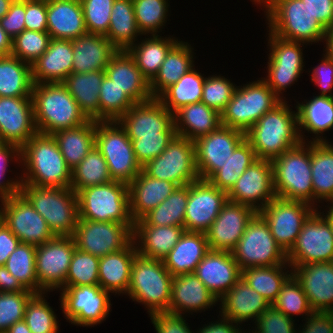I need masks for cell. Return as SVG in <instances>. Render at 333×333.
I'll return each instance as SVG.
<instances>
[{
  "label": "cell",
  "instance_id": "cell-47",
  "mask_svg": "<svg viewBox=\"0 0 333 333\" xmlns=\"http://www.w3.org/2000/svg\"><path fill=\"white\" fill-rule=\"evenodd\" d=\"M291 276L292 267L289 264L241 270L242 280L263 296L270 305L276 300L282 286Z\"/></svg>",
  "mask_w": 333,
  "mask_h": 333
},
{
  "label": "cell",
  "instance_id": "cell-77",
  "mask_svg": "<svg viewBox=\"0 0 333 333\" xmlns=\"http://www.w3.org/2000/svg\"><path fill=\"white\" fill-rule=\"evenodd\" d=\"M326 47V48H325ZM329 54L333 55V26L328 30L326 44L323 47Z\"/></svg>",
  "mask_w": 333,
  "mask_h": 333
},
{
  "label": "cell",
  "instance_id": "cell-43",
  "mask_svg": "<svg viewBox=\"0 0 333 333\" xmlns=\"http://www.w3.org/2000/svg\"><path fill=\"white\" fill-rule=\"evenodd\" d=\"M65 162L72 170L95 146L96 121L89 119L86 123L71 129H64L53 134Z\"/></svg>",
  "mask_w": 333,
  "mask_h": 333
},
{
  "label": "cell",
  "instance_id": "cell-52",
  "mask_svg": "<svg viewBox=\"0 0 333 333\" xmlns=\"http://www.w3.org/2000/svg\"><path fill=\"white\" fill-rule=\"evenodd\" d=\"M136 23L143 36L159 35L166 26L169 0H132Z\"/></svg>",
  "mask_w": 333,
  "mask_h": 333
},
{
  "label": "cell",
  "instance_id": "cell-24",
  "mask_svg": "<svg viewBox=\"0 0 333 333\" xmlns=\"http://www.w3.org/2000/svg\"><path fill=\"white\" fill-rule=\"evenodd\" d=\"M130 139L140 136H160L161 132H176L174 114L157 99L135 103L119 120Z\"/></svg>",
  "mask_w": 333,
  "mask_h": 333
},
{
  "label": "cell",
  "instance_id": "cell-2",
  "mask_svg": "<svg viewBox=\"0 0 333 333\" xmlns=\"http://www.w3.org/2000/svg\"><path fill=\"white\" fill-rule=\"evenodd\" d=\"M289 101H280L245 133L258 159L272 161L302 141L298 116Z\"/></svg>",
  "mask_w": 333,
  "mask_h": 333
},
{
  "label": "cell",
  "instance_id": "cell-70",
  "mask_svg": "<svg viewBox=\"0 0 333 333\" xmlns=\"http://www.w3.org/2000/svg\"><path fill=\"white\" fill-rule=\"evenodd\" d=\"M297 333H333V315L326 311H313Z\"/></svg>",
  "mask_w": 333,
  "mask_h": 333
},
{
  "label": "cell",
  "instance_id": "cell-41",
  "mask_svg": "<svg viewBox=\"0 0 333 333\" xmlns=\"http://www.w3.org/2000/svg\"><path fill=\"white\" fill-rule=\"evenodd\" d=\"M105 70L72 72L63 82L88 119L100 121L99 93Z\"/></svg>",
  "mask_w": 333,
  "mask_h": 333
},
{
  "label": "cell",
  "instance_id": "cell-63",
  "mask_svg": "<svg viewBox=\"0 0 333 333\" xmlns=\"http://www.w3.org/2000/svg\"><path fill=\"white\" fill-rule=\"evenodd\" d=\"M267 74L261 79L271 88L274 94L281 100H285L284 92L291 88L298 79L303 76V67H294L280 64H266ZM287 88V89H286ZM284 98V99H283Z\"/></svg>",
  "mask_w": 333,
  "mask_h": 333
},
{
  "label": "cell",
  "instance_id": "cell-27",
  "mask_svg": "<svg viewBox=\"0 0 333 333\" xmlns=\"http://www.w3.org/2000/svg\"><path fill=\"white\" fill-rule=\"evenodd\" d=\"M171 302L168 313L192 315L205 312L219 304V300L194 274H181L172 279Z\"/></svg>",
  "mask_w": 333,
  "mask_h": 333
},
{
  "label": "cell",
  "instance_id": "cell-73",
  "mask_svg": "<svg viewBox=\"0 0 333 333\" xmlns=\"http://www.w3.org/2000/svg\"><path fill=\"white\" fill-rule=\"evenodd\" d=\"M20 243V240L3 223L0 226V266L5 265L10 254Z\"/></svg>",
  "mask_w": 333,
  "mask_h": 333
},
{
  "label": "cell",
  "instance_id": "cell-8",
  "mask_svg": "<svg viewBox=\"0 0 333 333\" xmlns=\"http://www.w3.org/2000/svg\"><path fill=\"white\" fill-rule=\"evenodd\" d=\"M77 197L79 219L123 223L134 230L128 184L111 181L90 186L80 190Z\"/></svg>",
  "mask_w": 333,
  "mask_h": 333
},
{
  "label": "cell",
  "instance_id": "cell-22",
  "mask_svg": "<svg viewBox=\"0 0 333 333\" xmlns=\"http://www.w3.org/2000/svg\"><path fill=\"white\" fill-rule=\"evenodd\" d=\"M37 133L32 97H0V140L20 149Z\"/></svg>",
  "mask_w": 333,
  "mask_h": 333
},
{
  "label": "cell",
  "instance_id": "cell-58",
  "mask_svg": "<svg viewBox=\"0 0 333 333\" xmlns=\"http://www.w3.org/2000/svg\"><path fill=\"white\" fill-rule=\"evenodd\" d=\"M48 32H38L25 29L12 40L11 54L21 61L32 65L41 57L50 43Z\"/></svg>",
  "mask_w": 333,
  "mask_h": 333
},
{
  "label": "cell",
  "instance_id": "cell-69",
  "mask_svg": "<svg viewBox=\"0 0 333 333\" xmlns=\"http://www.w3.org/2000/svg\"><path fill=\"white\" fill-rule=\"evenodd\" d=\"M25 29L47 32V0H25Z\"/></svg>",
  "mask_w": 333,
  "mask_h": 333
},
{
  "label": "cell",
  "instance_id": "cell-46",
  "mask_svg": "<svg viewBox=\"0 0 333 333\" xmlns=\"http://www.w3.org/2000/svg\"><path fill=\"white\" fill-rule=\"evenodd\" d=\"M204 76L194 66L177 83L165 89L157 99L172 114L186 105L199 103L203 93Z\"/></svg>",
  "mask_w": 333,
  "mask_h": 333
},
{
  "label": "cell",
  "instance_id": "cell-78",
  "mask_svg": "<svg viewBox=\"0 0 333 333\" xmlns=\"http://www.w3.org/2000/svg\"><path fill=\"white\" fill-rule=\"evenodd\" d=\"M13 1L14 0H0V19L7 14Z\"/></svg>",
  "mask_w": 333,
  "mask_h": 333
},
{
  "label": "cell",
  "instance_id": "cell-39",
  "mask_svg": "<svg viewBox=\"0 0 333 333\" xmlns=\"http://www.w3.org/2000/svg\"><path fill=\"white\" fill-rule=\"evenodd\" d=\"M221 125V114L202 102L186 105L174 113L176 134L192 141Z\"/></svg>",
  "mask_w": 333,
  "mask_h": 333
},
{
  "label": "cell",
  "instance_id": "cell-67",
  "mask_svg": "<svg viewBox=\"0 0 333 333\" xmlns=\"http://www.w3.org/2000/svg\"><path fill=\"white\" fill-rule=\"evenodd\" d=\"M188 315H176L168 312L149 315L156 333H196L186 322ZM186 318V319H185Z\"/></svg>",
  "mask_w": 333,
  "mask_h": 333
},
{
  "label": "cell",
  "instance_id": "cell-40",
  "mask_svg": "<svg viewBox=\"0 0 333 333\" xmlns=\"http://www.w3.org/2000/svg\"><path fill=\"white\" fill-rule=\"evenodd\" d=\"M193 46L185 41H179L167 54L158 73L149 82L150 93L157 98L169 86L177 83L194 64Z\"/></svg>",
  "mask_w": 333,
  "mask_h": 333
},
{
  "label": "cell",
  "instance_id": "cell-15",
  "mask_svg": "<svg viewBox=\"0 0 333 333\" xmlns=\"http://www.w3.org/2000/svg\"><path fill=\"white\" fill-rule=\"evenodd\" d=\"M75 248L72 236H55L36 246L38 293L58 292L65 285Z\"/></svg>",
  "mask_w": 333,
  "mask_h": 333
},
{
  "label": "cell",
  "instance_id": "cell-14",
  "mask_svg": "<svg viewBox=\"0 0 333 333\" xmlns=\"http://www.w3.org/2000/svg\"><path fill=\"white\" fill-rule=\"evenodd\" d=\"M150 177L167 180L178 187L199 179L194 141L176 135L166 149L142 167Z\"/></svg>",
  "mask_w": 333,
  "mask_h": 333
},
{
  "label": "cell",
  "instance_id": "cell-68",
  "mask_svg": "<svg viewBox=\"0 0 333 333\" xmlns=\"http://www.w3.org/2000/svg\"><path fill=\"white\" fill-rule=\"evenodd\" d=\"M0 25L13 40L25 30V0H14L7 14L0 19Z\"/></svg>",
  "mask_w": 333,
  "mask_h": 333
},
{
  "label": "cell",
  "instance_id": "cell-19",
  "mask_svg": "<svg viewBox=\"0 0 333 333\" xmlns=\"http://www.w3.org/2000/svg\"><path fill=\"white\" fill-rule=\"evenodd\" d=\"M245 138L243 131L223 125L197 138L194 144L199 179L208 180L228 161Z\"/></svg>",
  "mask_w": 333,
  "mask_h": 333
},
{
  "label": "cell",
  "instance_id": "cell-36",
  "mask_svg": "<svg viewBox=\"0 0 333 333\" xmlns=\"http://www.w3.org/2000/svg\"><path fill=\"white\" fill-rule=\"evenodd\" d=\"M208 251L209 246L205 233L185 231L163 262L173 277L194 273Z\"/></svg>",
  "mask_w": 333,
  "mask_h": 333
},
{
  "label": "cell",
  "instance_id": "cell-1",
  "mask_svg": "<svg viewBox=\"0 0 333 333\" xmlns=\"http://www.w3.org/2000/svg\"><path fill=\"white\" fill-rule=\"evenodd\" d=\"M22 183L39 187L70 188L72 170L53 135L36 133L21 148Z\"/></svg>",
  "mask_w": 333,
  "mask_h": 333
},
{
  "label": "cell",
  "instance_id": "cell-45",
  "mask_svg": "<svg viewBox=\"0 0 333 333\" xmlns=\"http://www.w3.org/2000/svg\"><path fill=\"white\" fill-rule=\"evenodd\" d=\"M31 65L10 55L0 56V97H32Z\"/></svg>",
  "mask_w": 333,
  "mask_h": 333
},
{
  "label": "cell",
  "instance_id": "cell-80",
  "mask_svg": "<svg viewBox=\"0 0 333 333\" xmlns=\"http://www.w3.org/2000/svg\"><path fill=\"white\" fill-rule=\"evenodd\" d=\"M251 2H254L253 4H257L256 6H258L259 5V7H260V5L265 1V0H250Z\"/></svg>",
  "mask_w": 333,
  "mask_h": 333
},
{
  "label": "cell",
  "instance_id": "cell-64",
  "mask_svg": "<svg viewBox=\"0 0 333 333\" xmlns=\"http://www.w3.org/2000/svg\"><path fill=\"white\" fill-rule=\"evenodd\" d=\"M176 135V132H161L160 136H140L138 139H130L136 160L141 167L158 157Z\"/></svg>",
  "mask_w": 333,
  "mask_h": 333
},
{
  "label": "cell",
  "instance_id": "cell-26",
  "mask_svg": "<svg viewBox=\"0 0 333 333\" xmlns=\"http://www.w3.org/2000/svg\"><path fill=\"white\" fill-rule=\"evenodd\" d=\"M194 274L219 300L241 278V269L229 251L209 250Z\"/></svg>",
  "mask_w": 333,
  "mask_h": 333
},
{
  "label": "cell",
  "instance_id": "cell-55",
  "mask_svg": "<svg viewBox=\"0 0 333 333\" xmlns=\"http://www.w3.org/2000/svg\"><path fill=\"white\" fill-rule=\"evenodd\" d=\"M272 305L292 319L294 315H300L305 316L301 317L304 320L313 312L301 284L293 275L282 286Z\"/></svg>",
  "mask_w": 333,
  "mask_h": 333
},
{
  "label": "cell",
  "instance_id": "cell-60",
  "mask_svg": "<svg viewBox=\"0 0 333 333\" xmlns=\"http://www.w3.org/2000/svg\"><path fill=\"white\" fill-rule=\"evenodd\" d=\"M34 294L31 291L0 292V333H6L16 322L23 321L27 302Z\"/></svg>",
  "mask_w": 333,
  "mask_h": 333
},
{
  "label": "cell",
  "instance_id": "cell-57",
  "mask_svg": "<svg viewBox=\"0 0 333 333\" xmlns=\"http://www.w3.org/2000/svg\"><path fill=\"white\" fill-rule=\"evenodd\" d=\"M267 35V48L269 50V54H267V64H280L294 67L305 66L303 49L307 46L306 43L288 41L279 38L271 32L267 33Z\"/></svg>",
  "mask_w": 333,
  "mask_h": 333
},
{
  "label": "cell",
  "instance_id": "cell-62",
  "mask_svg": "<svg viewBox=\"0 0 333 333\" xmlns=\"http://www.w3.org/2000/svg\"><path fill=\"white\" fill-rule=\"evenodd\" d=\"M115 0H83L81 2L88 33L106 35Z\"/></svg>",
  "mask_w": 333,
  "mask_h": 333
},
{
  "label": "cell",
  "instance_id": "cell-6",
  "mask_svg": "<svg viewBox=\"0 0 333 333\" xmlns=\"http://www.w3.org/2000/svg\"><path fill=\"white\" fill-rule=\"evenodd\" d=\"M271 162L276 196L313 206L311 142H301Z\"/></svg>",
  "mask_w": 333,
  "mask_h": 333
},
{
  "label": "cell",
  "instance_id": "cell-76",
  "mask_svg": "<svg viewBox=\"0 0 333 333\" xmlns=\"http://www.w3.org/2000/svg\"><path fill=\"white\" fill-rule=\"evenodd\" d=\"M6 333H32L27 324L23 321L16 322Z\"/></svg>",
  "mask_w": 333,
  "mask_h": 333
},
{
  "label": "cell",
  "instance_id": "cell-71",
  "mask_svg": "<svg viewBox=\"0 0 333 333\" xmlns=\"http://www.w3.org/2000/svg\"><path fill=\"white\" fill-rule=\"evenodd\" d=\"M315 19L328 31L333 26V0H302Z\"/></svg>",
  "mask_w": 333,
  "mask_h": 333
},
{
  "label": "cell",
  "instance_id": "cell-38",
  "mask_svg": "<svg viewBox=\"0 0 333 333\" xmlns=\"http://www.w3.org/2000/svg\"><path fill=\"white\" fill-rule=\"evenodd\" d=\"M311 178L313 207L320 203H333V145L328 142H311ZM319 204V205H317Z\"/></svg>",
  "mask_w": 333,
  "mask_h": 333
},
{
  "label": "cell",
  "instance_id": "cell-72",
  "mask_svg": "<svg viewBox=\"0 0 333 333\" xmlns=\"http://www.w3.org/2000/svg\"><path fill=\"white\" fill-rule=\"evenodd\" d=\"M218 315V319L216 321L208 322L207 324H203L202 328L197 329V333H245L247 331L244 330L242 325L235 323L231 320L225 319L223 316ZM243 327V328H242ZM199 330V331H198Z\"/></svg>",
  "mask_w": 333,
  "mask_h": 333
},
{
  "label": "cell",
  "instance_id": "cell-35",
  "mask_svg": "<svg viewBox=\"0 0 333 333\" xmlns=\"http://www.w3.org/2000/svg\"><path fill=\"white\" fill-rule=\"evenodd\" d=\"M47 32L51 38L64 40L87 33L81 2L47 0Z\"/></svg>",
  "mask_w": 333,
  "mask_h": 333
},
{
  "label": "cell",
  "instance_id": "cell-33",
  "mask_svg": "<svg viewBox=\"0 0 333 333\" xmlns=\"http://www.w3.org/2000/svg\"><path fill=\"white\" fill-rule=\"evenodd\" d=\"M177 187L170 181L154 179L142 170L128 185L132 220H140L167 199Z\"/></svg>",
  "mask_w": 333,
  "mask_h": 333
},
{
  "label": "cell",
  "instance_id": "cell-56",
  "mask_svg": "<svg viewBox=\"0 0 333 333\" xmlns=\"http://www.w3.org/2000/svg\"><path fill=\"white\" fill-rule=\"evenodd\" d=\"M99 257L75 248L63 287L99 285Z\"/></svg>",
  "mask_w": 333,
  "mask_h": 333
},
{
  "label": "cell",
  "instance_id": "cell-20",
  "mask_svg": "<svg viewBox=\"0 0 333 333\" xmlns=\"http://www.w3.org/2000/svg\"><path fill=\"white\" fill-rule=\"evenodd\" d=\"M227 197L229 201L247 205L259 213L277 197L274 190L272 162L256 160L227 192Z\"/></svg>",
  "mask_w": 333,
  "mask_h": 333
},
{
  "label": "cell",
  "instance_id": "cell-53",
  "mask_svg": "<svg viewBox=\"0 0 333 333\" xmlns=\"http://www.w3.org/2000/svg\"><path fill=\"white\" fill-rule=\"evenodd\" d=\"M47 294L49 293L34 294L27 302L23 320L32 333H59L60 331L59 319L45 298L48 297Z\"/></svg>",
  "mask_w": 333,
  "mask_h": 333
},
{
  "label": "cell",
  "instance_id": "cell-10",
  "mask_svg": "<svg viewBox=\"0 0 333 333\" xmlns=\"http://www.w3.org/2000/svg\"><path fill=\"white\" fill-rule=\"evenodd\" d=\"M258 79L237 86L221 113L223 126L246 133L262 115L281 101L261 78Z\"/></svg>",
  "mask_w": 333,
  "mask_h": 333
},
{
  "label": "cell",
  "instance_id": "cell-30",
  "mask_svg": "<svg viewBox=\"0 0 333 333\" xmlns=\"http://www.w3.org/2000/svg\"><path fill=\"white\" fill-rule=\"evenodd\" d=\"M71 40L51 38L48 48L32 65L33 84L63 83L72 73Z\"/></svg>",
  "mask_w": 333,
  "mask_h": 333
},
{
  "label": "cell",
  "instance_id": "cell-25",
  "mask_svg": "<svg viewBox=\"0 0 333 333\" xmlns=\"http://www.w3.org/2000/svg\"><path fill=\"white\" fill-rule=\"evenodd\" d=\"M292 275L301 284L313 311L329 312L333 308V262L294 266Z\"/></svg>",
  "mask_w": 333,
  "mask_h": 333
},
{
  "label": "cell",
  "instance_id": "cell-12",
  "mask_svg": "<svg viewBox=\"0 0 333 333\" xmlns=\"http://www.w3.org/2000/svg\"><path fill=\"white\" fill-rule=\"evenodd\" d=\"M59 292L60 310L72 325L94 327L102 324L112 311V294L100 285L62 287Z\"/></svg>",
  "mask_w": 333,
  "mask_h": 333
},
{
  "label": "cell",
  "instance_id": "cell-50",
  "mask_svg": "<svg viewBox=\"0 0 333 333\" xmlns=\"http://www.w3.org/2000/svg\"><path fill=\"white\" fill-rule=\"evenodd\" d=\"M113 181L108 165L100 150L94 146L87 156L72 169L71 189L77 194L80 190L103 185Z\"/></svg>",
  "mask_w": 333,
  "mask_h": 333
},
{
  "label": "cell",
  "instance_id": "cell-48",
  "mask_svg": "<svg viewBox=\"0 0 333 333\" xmlns=\"http://www.w3.org/2000/svg\"><path fill=\"white\" fill-rule=\"evenodd\" d=\"M188 201V185L179 186L175 191L149 211L134 225L183 226Z\"/></svg>",
  "mask_w": 333,
  "mask_h": 333
},
{
  "label": "cell",
  "instance_id": "cell-11",
  "mask_svg": "<svg viewBox=\"0 0 333 333\" xmlns=\"http://www.w3.org/2000/svg\"><path fill=\"white\" fill-rule=\"evenodd\" d=\"M231 253L241 270L288 264L287 253L275 241L268 223L259 213L249 222Z\"/></svg>",
  "mask_w": 333,
  "mask_h": 333
},
{
  "label": "cell",
  "instance_id": "cell-49",
  "mask_svg": "<svg viewBox=\"0 0 333 333\" xmlns=\"http://www.w3.org/2000/svg\"><path fill=\"white\" fill-rule=\"evenodd\" d=\"M258 160L251 143L245 138L228 161L208 181L218 189L228 192L243 172Z\"/></svg>",
  "mask_w": 333,
  "mask_h": 333
},
{
  "label": "cell",
  "instance_id": "cell-42",
  "mask_svg": "<svg viewBox=\"0 0 333 333\" xmlns=\"http://www.w3.org/2000/svg\"><path fill=\"white\" fill-rule=\"evenodd\" d=\"M147 35L139 39L127 51L134 58L142 75L150 82L158 73L168 52L181 40L176 37Z\"/></svg>",
  "mask_w": 333,
  "mask_h": 333
},
{
  "label": "cell",
  "instance_id": "cell-29",
  "mask_svg": "<svg viewBox=\"0 0 333 333\" xmlns=\"http://www.w3.org/2000/svg\"><path fill=\"white\" fill-rule=\"evenodd\" d=\"M303 101H296L294 106L297 109L298 129L301 141L328 142L327 137L323 135L325 132L333 130V97L314 96L313 94L312 99H305ZM305 131H307L308 136L305 135ZM309 133H312L310 141L307 138L309 137Z\"/></svg>",
  "mask_w": 333,
  "mask_h": 333
},
{
  "label": "cell",
  "instance_id": "cell-13",
  "mask_svg": "<svg viewBox=\"0 0 333 333\" xmlns=\"http://www.w3.org/2000/svg\"><path fill=\"white\" fill-rule=\"evenodd\" d=\"M315 209L303 223L287 262L294 266L316 262H333V231L324 210Z\"/></svg>",
  "mask_w": 333,
  "mask_h": 333
},
{
  "label": "cell",
  "instance_id": "cell-4",
  "mask_svg": "<svg viewBox=\"0 0 333 333\" xmlns=\"http://www.w3.org/2000/svg\"><path fill=\"white\" fill-rule=\"evenodd\" d=\"M262 6L267 32L279 38L312 45L326 44L328 31L315 19L302 0H265Z\"/></svg>",
  "mask_w": 333,
  "mask_h": 333
},
{
  "label": "cell",
  "instance_id": "cell-28",
  "mask_svg": "<svg viewBox=\"0 0 333 333\" xmlns=\"http://www.w3.org/2000/svg\"><path fill=\"white\" fill-rule=\"evenodd\" d=\"M219 315L239 325L251 320L254 323L270 303L242 278L219 299Z\"/></svg>",
  "mask_w": 333,
  "mask_h": 333
},
{
  "label": "cell",
  "instance_id": "cell-23",
  "mask_svg": "<svg viewBox=\"0 0 333 333\" xmlns=\"http://www.w3.org/2000/svg\"><path fill=\"white\" fill-rule=\"evenodd\" d=\"M256 214L253 208L228 200L205 233L209 250L231 252Z\"/></svg>",
  "mask_w": 333,
  "mask_h": 333
},
{
  "label": "cell",
  "instance_id": "cell-3",
  "mask_svg": "<svg viewBox=\"0 0 333 333\" xmlns=\"http://www.w3.org/2000/svg\"><path fill=\"white\" fill-rule=\"evenodd\" d=\"M32 100L38 133L53 135L89 120L63 83L33 84Z\"/></svg>",
  "mask_w": 333,
  "mask_h": 333
},
{
  "label": "cell",
  "instance_id": "cell-66",
  "mask_svg": "<svg viewBox=\"0 0 333 333\" xmlns=\"http://www.w3.org/2000/svg\"><path fill=\"white\" fill-rule=\"evenodd\" d=\"M321 62L311 70L310 80L321 90L318 96L333 97V55L323 50Z\"/></svg>",
  "mask_w": 333,
  "mask_h": 333
},
{
  "label": "cell",
  "instance_id": "cell-17",
  "mask_svg": "<svg viewBox=\"0 0 333 333\" xmlns=\"http://www.w3.org/2000/svg\"><path fill=\"white\" fill-rule=\"evenodd\" d=\"M0 202L5 225L21 243L39 246L55 237L46 220L21 193Z\"/></svg>",
  "mask_w": 333,
  "mask_h": 333
},
{
  "label": "cell",
  "instance_id": "cell-75",
  "mask_svg": "<svg viewBox=\"0 0 333 333\" xmlns=\"http://www.w3.org/2000/svg\"><path fill=\"white\" fill-rule=\"evenodd\" d=\"M12 51V40L0 25V56L10 55Z\"/></svg>",
  "mask_w": 333,
  "mask_h": 333
},
{
  "label": "cell",
  "instance_id": "cell-32",
  "mask_svg": "<svg viewBox=\"0 0 333 333\" xmlns=\"http://www.w3.org/2000/svg\"><path fill=\"white\" fill-rule=\"evenodd\" d=\"M73 47L72 72L86 73L105 70L118 49L104 35L85 33L71 40Z\"/></svg>",
  "mask_w": 333,
  "mask_h": 333
},
{
  "label": "cell",
  "instance_id": "cell-54",
  "mask_svg": "<svg viewBox=\"0 0 333 333\" xmlns=\"http://www.w3.org/2000/svg\"><path fill=\"white\" fill-rule=\"evenodd\" d=\"M100 121H118L135 102L114 82L104 76L99 93Z\"/></svg>",
  "mask_w": 333,
  "mask_h": 333
},
{
  "label": "cell",
  "instance_id": "cell-37",
  "mask_svg": "<svg viewBox=\"0 0 333 333\" xmlns=\"http://www.w3.org/2000/svg\"><path fill=\"white\" fill-rule=\"evenodd\" d=\"M184 232L183 226L134 225L133 240L140 255L163 260Z\"/></svg>",
  "mask_w": 333,
  "mask_h": 333
},
{
  "label": "cell",
  "instance_id": "cell-51",
  "mask_svg": "<svg viewBox=\"0 0 333 333\" xmlns=\"http://www.w3.org/2000/svg\"><path fill=\"white\" fill-rule=\"evenodd\" d=\"M35 261L36 246L20 243L10 254L4 266L26 290L37 294L38 280Z\"/></svg>",
  "mask_w": 333,
  "mask_h": 333
},
{
  "label": "cell",
  "instance_id": "cell-74",
  "mask_svg": "<svg viewBox=\"0 0 333 333\" xmlns=\"http://www.w3.org/2000/svg\"><path fill=\"white\" fill-rule=\"evenodd\" d=\"M26 290L13 275L10 274L8 269L0 266V292H22Z\"/></svg>",
  "mask_w": 333,
  "mask_h": 333
},
{
  "label": "cell",
  "instance_id": "cell-79",
  "mask_svg": "<svg viewBox=\"0 0 333 333\" xmlns=\"http://www.w3.org/2000/svg\"><path fill=\"white\" fill-rule=\"evenodd\" d=\"M327 206V207H326ZM326 209L324 210L325 212V217L330 221L331 223V228L333 231V203L331 205H325Z\"/></svg>",
  "mask_w": 333,
  "mask_h": 333
},
{
  "label": "cell",
  "instance_id": "cell-34",
  "mask_svg": "<svg viewBox=\"0 0 333 333\" xmlns=\"http://www.w3.org/2000/svg\"><path fill=\"white\" fill-rule=\"evenodd\" d=\"M138 253L132 240L124 249L99 258V285L114 296L127 295L133 261Z\"/></svg>",
  "mask_w": 333,
  "mask_h": 333
},
{
  "label": "cell",
  "instance_id": "cell-31",
  "mask_svg": "<svg viewBox=\"0 0 333 333\" xmlns=\"http://www.w3.org/2000/svg\"><path fill=\"white\" fill-rule=\"evenodd\" d=\"M105 73L135 103L146 102L153 98L149 81L142 75L134 58L127 50H118L107 64Z\"/></svg>",
  "mask_w": 333,
  "mask_h": 333
},
{
  "label": "cell",
  "instance_id": "cell-9",
  "mask_svg": "<svg viewBox=\"0 0 333 333\" xmlns=\"http://www.w3.org/2000/svg\"><path fill=\"white\" fill-rule=\"evenodd\" d=\"M95 146L106 160L113 181L129 185L142 171L132 142L118 121H96Z\"/></svg>",
  "mask_w": 333,
  "mask_h": 333
},
{
  "label": "cell",
  "instance_id": "cell-65",
  "mask_svg": "<svg viewBox=\"0 0 333 333\" xmlns=\"http://www.w3.org/2000/svg\"><path fill=\"white\" fill-rule=\"evenodd\" d=\"M295 319L286 316L272 304L259 316L255 323V327L248 329L249 333H297L295 328L297 323ZM255 328V329H254Z\"/></svg>",
  "mask_w": 333,
  "mask_h": 333
},
{
  "label": "cell",
  "instance_id": "cell-21",
  "mask_svg": "<svg viewBox=\"0 0 333 333\" xmlns=\"http://www.w3.org/2000/svg\"><path fill=\"white\" fill-rule=\"evenodd\" d=\"M227 201V192L208 180L198 179L189 183L185 231L206 233Z\"/></svg>",
  "mask_w": 333,
  "mask_h": 333
},
{
  "label": "cell",
  "instance_id": "cell-18",
  "mask_svg": "<svg viewBox=\"0 0 333 333\" xmlns=\"http://www.w3.org/2000/svg\"><path fill=\"white\" fill-rule=\"evenodd\" d=\"M315 209L303 201L275 197L259 214L268 223L275 241L287 253L294 245L303 223Z\"/></svg>",
  "mask_w": 333,
  "mask_h": 333
},
{
  "label": "cell",
  "instance_id": "cell-5",
  "mask_svg": "<svg viewBox=\"0 0 333 333\" xmlns=\"http://www.w3.org/2000/svg\"><path fill=\"white\" fill-rule=\"evenodd\" d=\"M172 279L173 276L165 268L163 260L137 253L132 265L127 296L144 305L149 315L167 312L171 302Z\"/></svg>",
  "mask_w": 333,
  "mask_h": 333
},
{
  "label": "cell",
  "instance_id": "cell-59",
  "mask_svg": "<svg viewBox=\"0 0 333 333\" xmlns=\"http://www.w3.org/2000/svg\"><path fill=\"white\" fill-rule=\"evenodd\" d=\"M230 80L220 74L206 76L201 102L221 114L237 88Z\"/></svg>",
  "mask_w": 333,
  "mask_h": 333
},
{
  "label": "cell",
  "instance_id": "cell-61",
  "mask_svg": "<svg viewBox=\"0 0 333 333\" xmlns=\"http://www.w3.org/2000/svg\"><path fill=\"white\" fill-rule=\"evenodd\" d=\"M21 165V149L12 144L0 145V200L17 195L20 193L22 183L21 173L16 178H6V173L12 172L9 163Z\"/></svg>",
  "mask_w": 333,
  "mask_h": 333
},
{
  "label": "cell",
  "instance_id": "cell-44",
  "mask_svg": "<svg viewBox=\"0 0 333 333\" xmlns=\"http://www.w3.org/2000/svg\"><path fill=\"white\" fill-rule=\"evenodd\" d=\"M106 38L118 49L127 50L142 36L136 23L132 0H115Z\"/></svg>",
  "mask_w": 333,
  "mask_h": 333
},
{
  "label": "cell",
  "instance_id": "cell-16",
  "mask_svg": "<svg viewBox=\"0 0 333 333\" xmlns=\"http://www.w3.org/2000/svg\"><path fill=\"white\" fill-rule=\"evenodd\" d=\"M72 237L76 248L100 258L124 249L133 231L123 223L78 219Z\"/></svg>",
  "mask_w": 333,
  "mask_h": 333
},
{
  "label": "cell",
  "instance_id": "cell-7",
  "mask_svg": "<svg viewBox=\"0 0 333 333\" xmlns=\"http://www.w3.org/2000/svg\"><path fill=\"white\" fill-rule=\"evenodd\" d=\"M20 193L46 220L55 236H72L79 219L78 197L71 188L21 184Z\"/></svg>",
  "mask_w": 333,
  "mask_h": 333
}]
</instances>
